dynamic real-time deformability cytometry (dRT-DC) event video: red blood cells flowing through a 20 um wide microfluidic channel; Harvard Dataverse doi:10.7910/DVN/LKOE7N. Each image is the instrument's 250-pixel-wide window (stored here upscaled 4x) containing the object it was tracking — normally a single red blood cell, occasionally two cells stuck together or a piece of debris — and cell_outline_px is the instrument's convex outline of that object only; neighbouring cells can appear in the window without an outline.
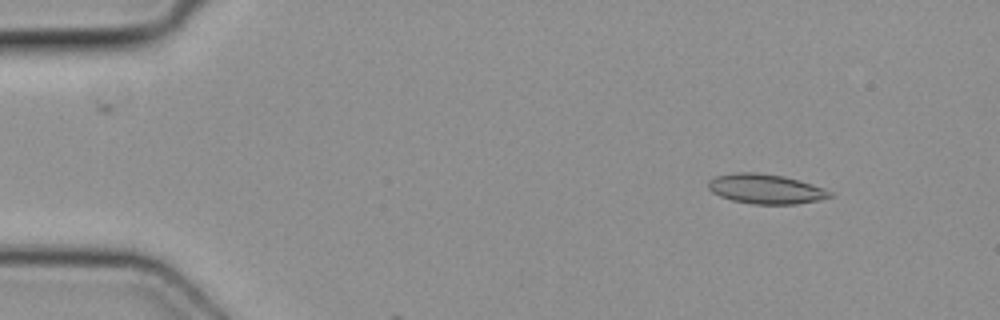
{"species": "common noctule bat (a hibernating species)", "species_latin": "Nyctalus noctula", "temperature_condition": "cold", "stored_images_in_passage": 5, "camera_frame_rate_fps": 3000, "um_per_image_px": 0.085, "animal": {"sex": "female", "body_mass_g": 19.3, "forearm_length_mm": 54.1}, "frame": {"image": 1, "passage_image": 3, "time_ms": 0.667, "image_size_px": [1000, 320], "cell_outline_px": [[836, 196], [796, 204], [752, 204], [732, 200], [720, 196], [712, 192], [708, 188], [708, 180], [716, 176], [736, 172], [756, 172], [784, 176], [800, 180], [824, 188], [832, 192]], "centroid_in_image_um": [65.09, 16.05], "position_along_channel_um": 19.9, "area_um2": 21.15}}